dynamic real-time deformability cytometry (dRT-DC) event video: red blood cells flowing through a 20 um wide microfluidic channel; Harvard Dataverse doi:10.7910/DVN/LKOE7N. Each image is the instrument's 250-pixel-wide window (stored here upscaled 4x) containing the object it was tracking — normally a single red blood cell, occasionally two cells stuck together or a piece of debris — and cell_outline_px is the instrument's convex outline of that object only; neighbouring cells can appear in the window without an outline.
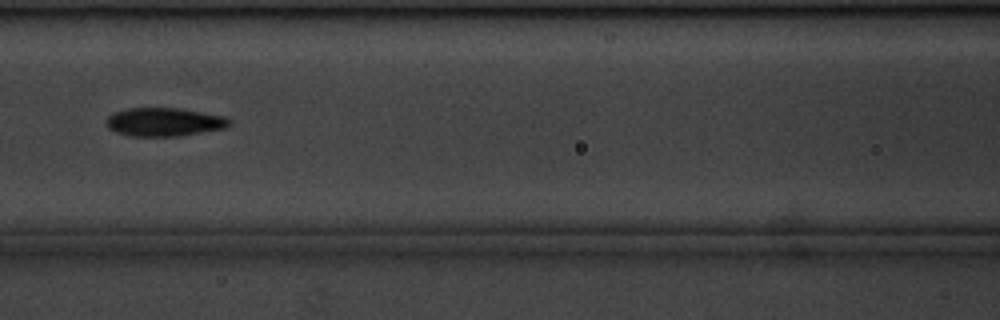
{"species": "common noctule bat (a hibernating species)", "species_latin": "Nyctalus noctula", "temperature_condition": "cold", "stored_images_in_passage": 16, "camera_frame_rate_fps": 3000, "um_per_image_px": 0.085, "animal": {"sex": "male", "body_mass_g": 20.1, "forearm_length_mm": 53.5}, "frame": {"image": 1, "passage_image": 10, "time_ms": 3.0, "image_size_px": [1000, 320], "cell_outline_px": [[232, 124], [224, 128], [180, 136], [132, 136], [116, 132], [108, 128], [108, 116], [116, 112], [128, 108], [176, 108], [224, 116], [232, 120]], "centroid_in_image_um": [13.99, 10.37], "position_along_channel_um": 152.6, "area_um2": 20.17}}